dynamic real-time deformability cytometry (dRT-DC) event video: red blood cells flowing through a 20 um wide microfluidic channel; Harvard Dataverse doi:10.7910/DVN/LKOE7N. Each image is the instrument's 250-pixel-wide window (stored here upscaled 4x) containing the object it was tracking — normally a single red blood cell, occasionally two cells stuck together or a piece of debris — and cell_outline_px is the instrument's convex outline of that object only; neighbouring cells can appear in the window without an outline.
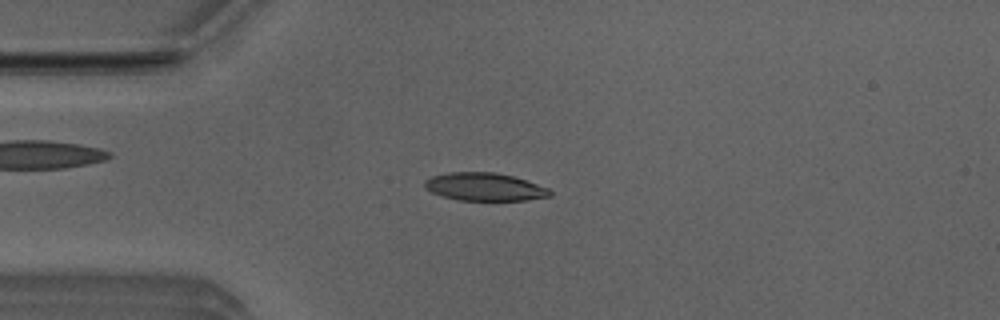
{"species": "Egyptian fruit bat (a non-hibernating species)", "species_latin": "Rousettus aegyptiacus", "temperature_condition": "room temperature", "stored_images_in_passage": 6, "camera_frame_rate_fps": 3000, "um_per_image_px": 0.085, "animal": {"sex": "male"}, "frame": {"image": 1, "passage_image": 3, "time_ms": 0.667, "image_size_px": [1000, 320], "cell_outline_px": [[552, 196], [528, 200], [460, 200], [444, 196], [432, 192], [424, 184], [424, 180], [432, 176], [448, 172], [496, 172], [512, 176], [548, 188], [552, 192]], "centroid_in_image_um": [41.21, 15.88], "position_along_channel_um": 43.8, "area_um2": 20.17}}